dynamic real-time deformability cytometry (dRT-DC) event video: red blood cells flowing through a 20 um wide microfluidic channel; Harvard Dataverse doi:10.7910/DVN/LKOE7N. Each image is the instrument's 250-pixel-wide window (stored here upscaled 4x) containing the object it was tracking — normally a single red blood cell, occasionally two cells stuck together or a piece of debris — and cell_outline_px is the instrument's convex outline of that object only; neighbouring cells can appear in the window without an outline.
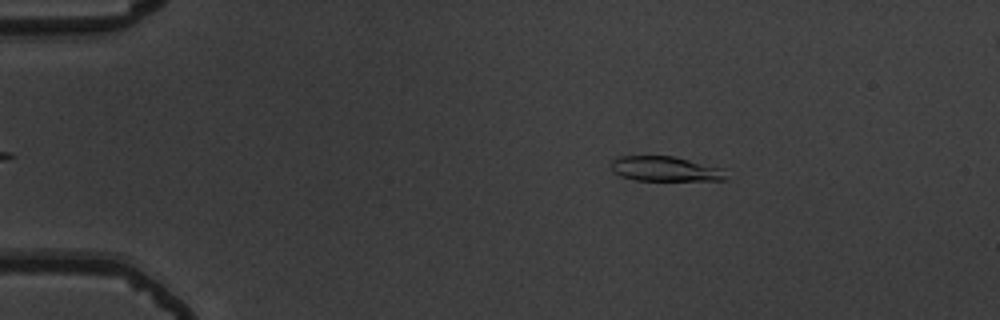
{"species": "common noctule bat (a hibernating species)", "species_latin": "Nyctalus noctula", "temperature_condition": "warm", "stored_images_in_passage": 50, "camera_frame_rate_fps": 3000, "um_per_image_px": 0.085, "animal": {"sex": "male", "body_mass_g": 19.5, "forearm_length_mm": 54.6}, "frame": {"image": 1, "passage_image": 5, "time_ms": 1.333, "image_size_px": [1000, 320], "cell_outline_px": [[728, 180], [636, 180], [620, 176], [612, 172], [612, 160], [620, 156], [672, 156], [724, 168]], "centroid_in_image_um": [56.56, 14.36], "position_along_channel_um": 28.4, "area_um2": 16.65}}
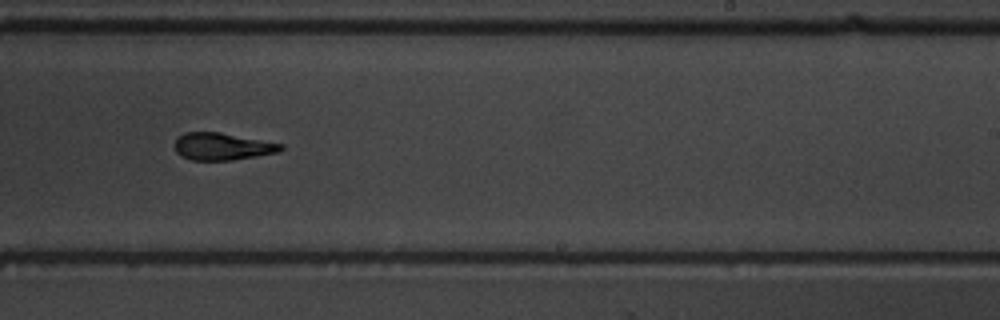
{"frame": {"image": 2, "passage_image": 30, "time_ms": 9.667, "image_size_px": [1000, 320], "cell_outline_px": [[284, 148], [280, 152], [232, 160], [192, 160], [180, 156], [176, 152], [176, 140], [184, 132], [220, 132], [284, 144]], "centroid_in_image_um": [18.92, 12.45], "position_along_channel_um": 270.1, "area_um2": 16.82}}
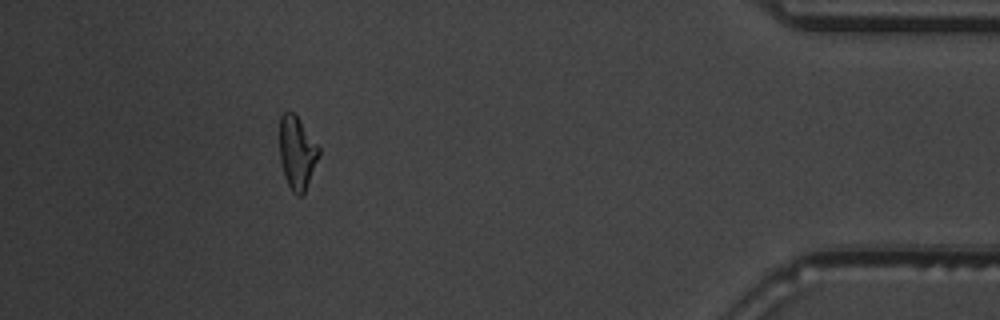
{"frame": {"image": 3, "passage_image": 45, "time_ms": 14.667, "image_size_px": [1000, 320], "cell_outline_px": [[320, 156], [304, 196], [296, 196], [292, 192], [284, 176], [280, 160], [280, 116], [288, 108], [296, 116], [320, 148]], "centroid_in_image_um": [25.26, 13.03], "position_along_channel_um": 409.9, "area_um2": 16.94}, "authors_computed_cell_mechanics": {"area_um2": 17.1955, "velocity_mm_per_s": 3.7647, "shape_relaxation_time_tau1_ms": 3.5831, "shape_relaxation_time_tau2_ms": 2.8734, "deformation_change_tau1": 0.1834, "deformation_change_tau2": 0.136}}